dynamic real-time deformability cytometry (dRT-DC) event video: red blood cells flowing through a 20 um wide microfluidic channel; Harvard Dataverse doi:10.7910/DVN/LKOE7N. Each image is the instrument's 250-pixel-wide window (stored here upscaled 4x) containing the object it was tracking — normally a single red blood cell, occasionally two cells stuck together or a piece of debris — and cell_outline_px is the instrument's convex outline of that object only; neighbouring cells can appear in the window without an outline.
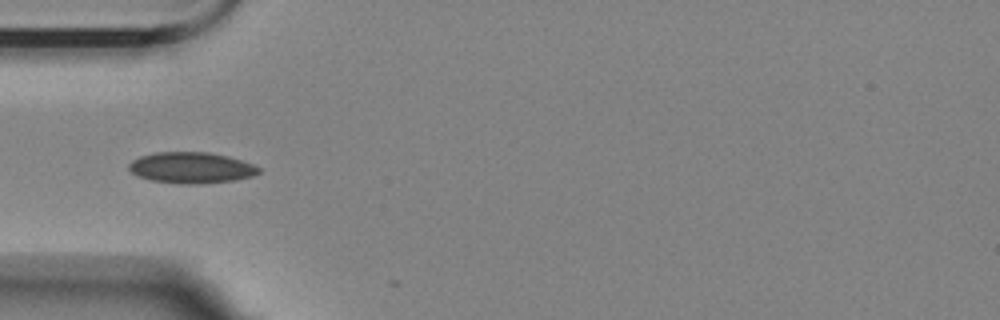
{"species": "Egyptian fruit bat (a non-hibernating species)", "species_latin": "Rousettus aegyptiacus", "temperature_condition": "room temperature", "stored_images_in_passage": 3, "camera_frame_rate_fps": 3000, "um_per_image_px": 0.085, "animal": {"sex": "female"}, "frame": {"image": 1, "passage_image": 1, "time_ms": 0.0, "image_size_px": [1000, 320], "cell_outline_px": [[260, 172], [252, 176], [236, 180], [204, 184], [180, 184], [152, 180], [136, 176], [128, 168], [128, 164], [132, 160], [140, 156], [156, 152], [208, 152], [228, 156], [252, 164], [260, 168]], "centroid_in_image_um": [16.24, 14.26], "position_along_channel_um": 68.8, "area_um2": 23.64}}